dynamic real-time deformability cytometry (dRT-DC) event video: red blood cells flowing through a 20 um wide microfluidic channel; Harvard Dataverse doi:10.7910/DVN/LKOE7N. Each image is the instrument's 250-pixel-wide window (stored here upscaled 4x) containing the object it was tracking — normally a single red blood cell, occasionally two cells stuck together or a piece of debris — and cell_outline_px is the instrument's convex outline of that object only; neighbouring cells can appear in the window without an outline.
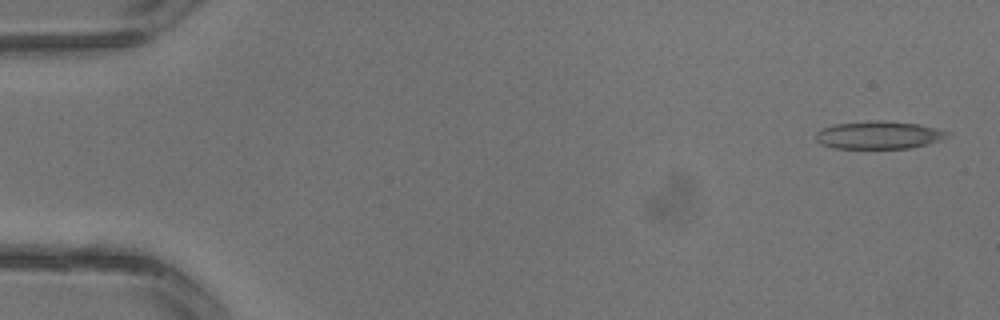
{"species": "common noctule bat (a hibernating species)", "species_latin": "Nyctalus noctula", "temperature_condition": "warm", "stored_images_in_passage": 3, "camera_frame_rate_fps": 3000, "um_per_image_px": 0.085, "animal": {"sex": "male", "body_mass_g": 13.3}, "frame": {"image": 1, "passage_image": 1, "time_ms": 0.0, "image_size_px": [1000, 320], "cell_outline_px": [[952, 132], [948, 136], [940, 140], [928, 144], [912, 148], [832, 148], [820, 144], [816, 140], [816, 132], [824, 128], [836, 124], [872, 120], [880, 120], [920, 124]], "centroid_in_image_um": [74.72, 11.48], "position_along_channel_um": 10.3, "area_um2": 21.39}}
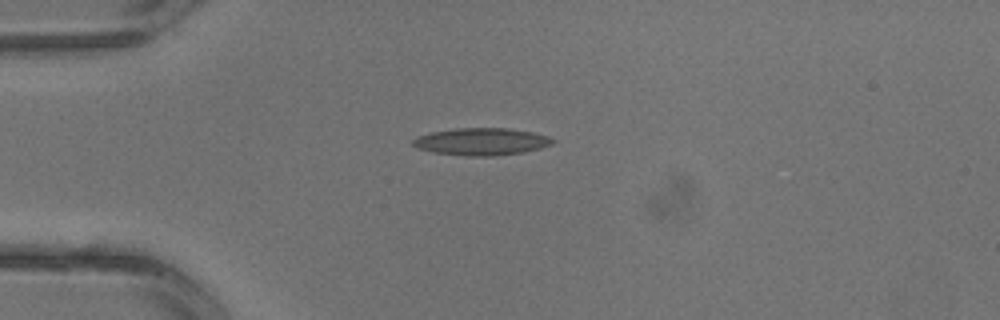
{"frame": {"image": 2, "passage_image": 3, "time_ms": 0.667, "image_size_px": [1000, 320], "cell_outline_px": [[556, 140], [552, 144], [540, 148], [520, 152], [492, 156], [464, 156], [432, 152], [416, 148], [412, 144], [412, 140], [416, 136], [432, 132], [456, 128], [508, 128], [532, 132], [548, 136]], "centroid_in_image_um": [40.88, 12.03], "position_along_channel_um": 44.1, "area_um2": 22.2}}